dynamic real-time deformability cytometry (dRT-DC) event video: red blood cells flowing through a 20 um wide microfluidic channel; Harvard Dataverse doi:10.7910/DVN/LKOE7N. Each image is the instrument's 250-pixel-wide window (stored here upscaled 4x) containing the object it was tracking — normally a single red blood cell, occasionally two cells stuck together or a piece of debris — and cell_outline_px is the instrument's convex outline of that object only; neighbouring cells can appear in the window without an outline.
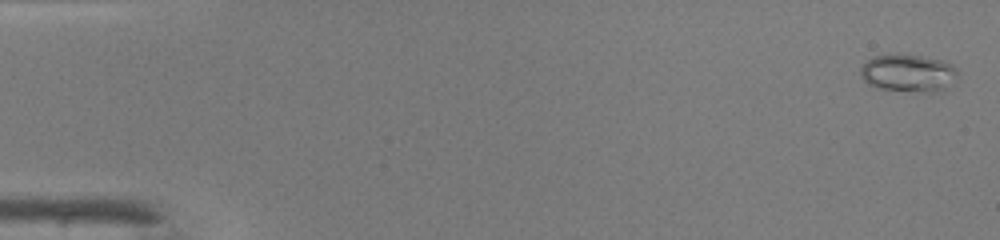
{"species": "common noctule bat (a hibernating species)", "species_latin": "Nyctalus noctula", "temperature_condition": "warm", "stored_images_in_passage": 45, "camera_frame_rate_fps": 3000, "um_per_image_px": 0.085, "animal": {"sex": "male", "body_mass_g": 19.0, "forearm_length_mm": 50.8}, "frame": {"image": 1, "passage_image": 1, "time_ms": 0.0, "image_size_px": [1000, 240], "cell_outline_px": [[956, 80], [944, 88], [932, 92], [928, 92], [876, 88], [868, 84], [860, 76], [860, 68], [864, 60], [876, 56], [920, 56], [940, 60], [952, 64], [956, 68]], "centroid_in_image_um": [77.16, 6.23], "position_along_channel_um": 7.8, "area_um2": 20.81}}
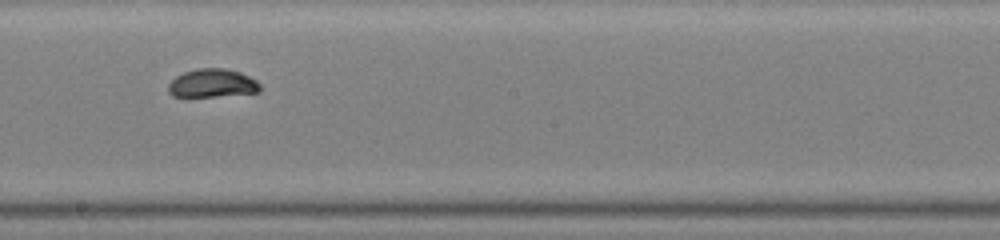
{"frame": {"image": 2, "passage_image": 25, "time_ms": 8.0, "image_size_px": [1000, 240], "cell_outline_px": [[260, 92], [212, 96], [172, 96], [168, 92], [168, 84], [176, 76], [184, 72], [196, 68], [224, 68], [240, 72], [256, 80], [260, 84]], "centroid_in_image_um": [18.03, 7.06], "position_along_channel_um": 230.2, "area_um2": 15.09}}
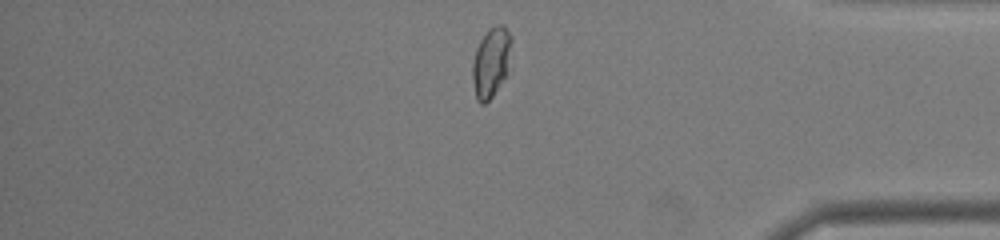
{"frame": {"image": 3, "passage_image": 38, "time_ms": 12.333, "image_size_px": [1000, 240], "cell_outline_px": [[512, 40], [504, 76], [492, 96], [484, 104], [480, 104], [476, 100], [472, 80], [472, 60], [476, 48], [480, 40], [488, 28], [496, 24], [504, 24], [512, 36]], "centroid_in_image_um": [41.7, 5.24], "position_along_channel_um": 393.5, "area_um2": 15.72}, "authors_computed_cell_mechanics": {"area_um2": 16.473, "velocity_mm_per_s": 4.2906, "shape_relaxation_time_tau1_ms": 2.2209, "shape_relaxation_time_tau2_ms": null, "deformation_change_tau1": 0.1296, "deformation_change_tau2": null}}